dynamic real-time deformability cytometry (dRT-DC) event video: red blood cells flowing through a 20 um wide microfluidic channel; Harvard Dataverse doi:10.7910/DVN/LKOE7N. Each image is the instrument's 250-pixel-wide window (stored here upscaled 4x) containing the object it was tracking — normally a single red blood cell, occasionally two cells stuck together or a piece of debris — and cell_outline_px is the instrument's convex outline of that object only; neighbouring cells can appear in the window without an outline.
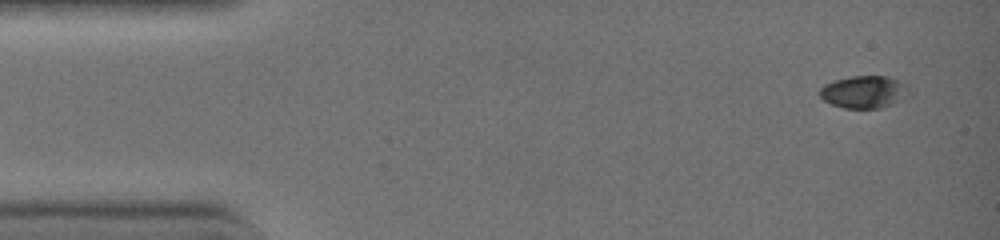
{"species": "common noctule bat (a hibernating species)", "species_latin": "Nyctalus noctula", "temperature_condition": "warm", "stored_images_in_passage": 5, "camera_frame_rate_fps": 3000, "um_per_image_px": 0.085, "animal": {"sex": "female", "body_mass_g": 19.0, "forearm_length_mm": 51.5}, "frame": {"image": 1, "passage_image": 1, "time_ms": 0.0, "image_size_px": [1000, 240], "cell_outline_px": [[908, 88], [892, 104], [880, 108], [844, 108], [832, 104], [824, 100], [820, 96], [820, 88], [824, 84], [836, 80], [852, 76], [888, 76], [904, 84]], "centroid_in_image_um": [73.34, 7.81], "position_along_channel_um": 11.7, "area_um2": 16.18}}
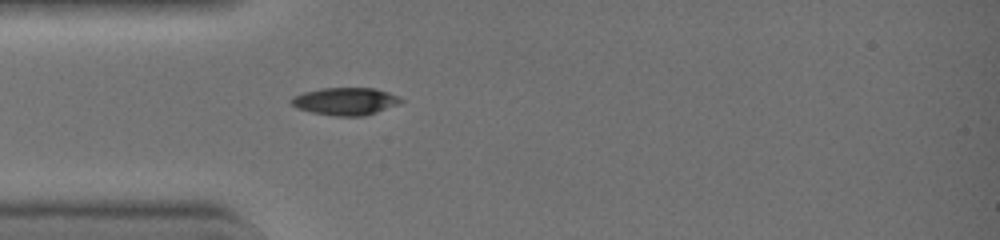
{"frame": {"image": 2, "passage_image": 5, "time_ms": 1.333, "image_size_px": [1000, 240], "cell_outline_px": [[404, 100], [396, 104], [376, 112], [364, 116], [336, 116], [312, 112], [300, 108], [292, 104], [292, 100], [296, 96], [304, 92], [320, 88], [376, 88], [388, 92]], "centroid_in_image_um": [29.38, 8.6], "position_along_channel_um": 55.6, "area_um2": 17.11}}